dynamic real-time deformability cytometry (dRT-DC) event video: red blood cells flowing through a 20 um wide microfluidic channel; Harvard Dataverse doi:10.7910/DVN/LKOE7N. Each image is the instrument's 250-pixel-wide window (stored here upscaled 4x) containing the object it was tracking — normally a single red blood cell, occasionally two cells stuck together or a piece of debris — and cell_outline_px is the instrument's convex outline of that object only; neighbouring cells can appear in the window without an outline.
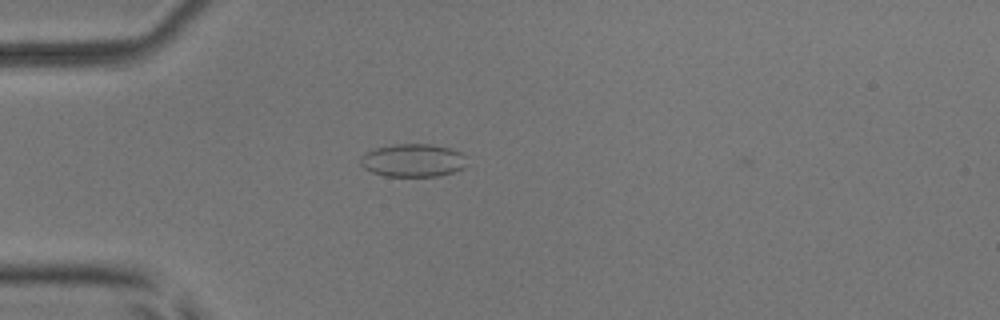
{"species": "common noctule bat (a hibernating species)", "species_latin": "Nyctalus noctula", "temperature_condition": "room temperature", "stored_images_in_passage": 3, "camera_frame_rate_fps": 3000, "um_per_image_px": 0.085, "animal": {"sex": "male", "body_mass_g": 17.9, "forearm_length_mm": 54.2}, "frame": {"image": 1, "passage_image": 2, "time_ms": 1.333, "image_size_px": [1000, 320], "cell_outline_px": [[464, 168], [440, 176], [384, 176], [372, 172], [364, 168], [360, 164], [360, 156], [364, 152], [372, 148], [392, 144], [432, 144], [448, 148], [460, 152], [464, 156]], "centroid_in_image_um": [35.03, 13.62], "position_along_channel_um": 50.0, "area_um2": 20.58}}